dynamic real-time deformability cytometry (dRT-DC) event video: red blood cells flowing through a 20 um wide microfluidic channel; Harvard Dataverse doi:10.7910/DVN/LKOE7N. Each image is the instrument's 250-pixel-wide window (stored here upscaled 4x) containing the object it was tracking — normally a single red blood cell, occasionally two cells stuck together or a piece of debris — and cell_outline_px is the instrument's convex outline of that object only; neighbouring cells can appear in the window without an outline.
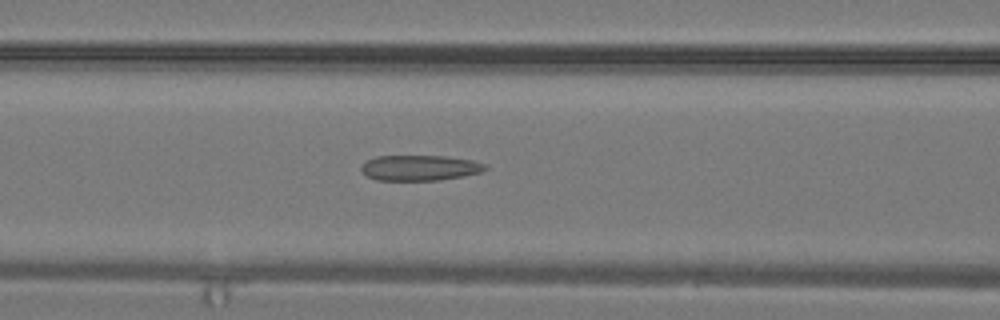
{"species": "common noctule bat (a hibernating species)", "species_latin": "Nyctalus noctula", "temperature_condition": "warm", "stored_images_in_passage": 31, "camera_frame_rate_fps": 3000, "um_per_image_px": 0.085, "animal": {"sex": "male", "body_mass_g": 19.2, "forearm_length_mm": 51.8}, "frame": {"image": 1, "passage_image": 13, "time_ms": 4.0, "image_size_px": [1000, 320], "cell_outline_px": [[488, 168], [480, 172], [464, 176], [440, 180], [376, 180], [368, 176], [360, 168], [368, 160], [376, 156], [444, 156], [472, 160], [488, 164]], "centroid_in_image_um": [35.73, 14.26], "position_along_channel_um": 130.9, "area_um2": 18.32}}
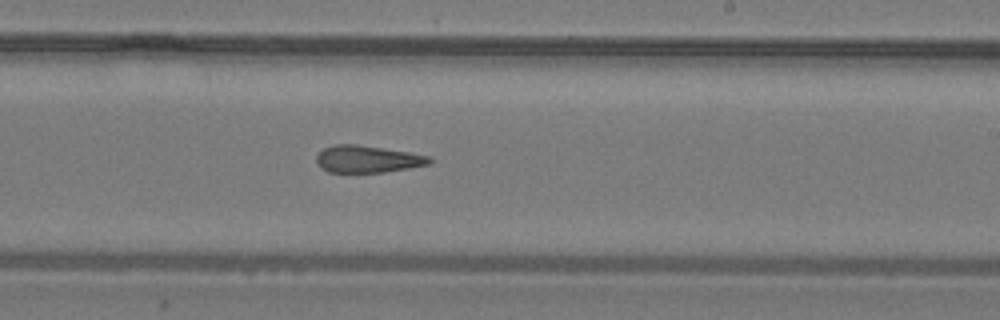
{"frame": {"image": 2, "passage_image": 19, "time_ms": 6.0, "image_size_px": [1000, 320], "cell_outline_px": [[432, 164], [384, 172], [328, 172], [320, 168], [316, 160], [316, 156], [324, 148], [332, 144], [356, 144], [408, 152], [432, 156]], "centroid_in_image_um": [31.25, 13.52], "position_along_channel_um": 257.8, "area_um2": 17.92}}
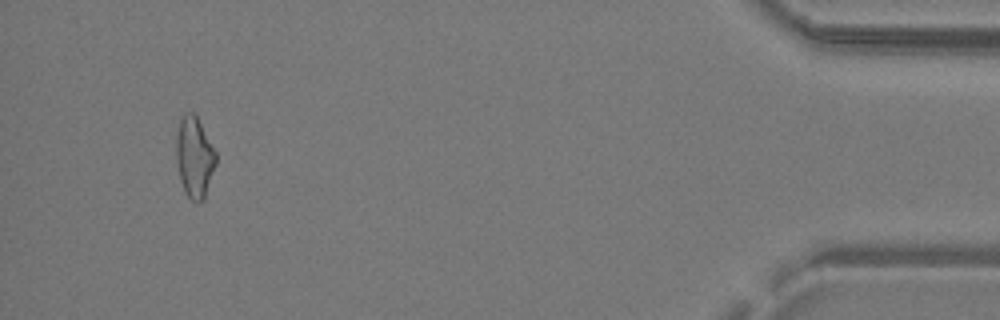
{"frame": {"image": 3, "passage_image": 30, "time_ms": 9.667, "image_size_px": [1000, 320], "cell_outline_px": [[216, 164], [204, 200], [196, 204], [184, 192], [180, 180], [176, 160], [176, 136], [180, 120], [184, 112], [196, 112], [216, 152]], "centroid_in_image_um": [16.53, 13.34], "position_along_channel_um": 418.7, "area_um2": 19.07}}